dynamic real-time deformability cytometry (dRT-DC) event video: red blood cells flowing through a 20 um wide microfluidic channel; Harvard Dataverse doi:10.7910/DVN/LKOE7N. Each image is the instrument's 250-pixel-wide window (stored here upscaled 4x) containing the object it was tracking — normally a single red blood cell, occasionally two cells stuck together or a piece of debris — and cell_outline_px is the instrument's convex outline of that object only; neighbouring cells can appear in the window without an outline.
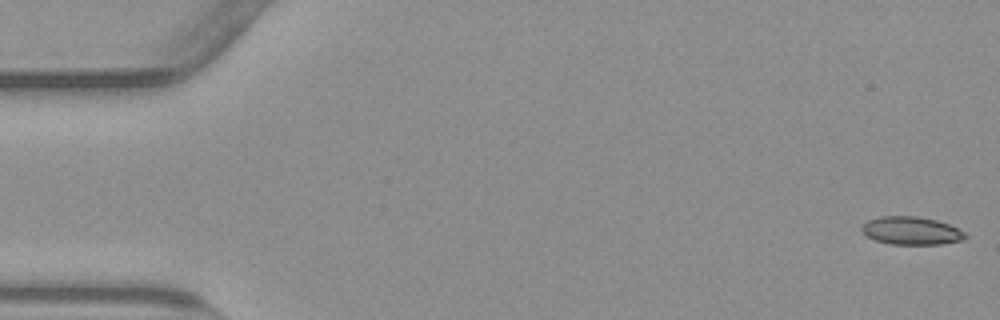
{"species": "common noctule bat (a hibernating species)", "species_latin": "Nyctalus noctula", "temperature_condition": "warm", "stored_images_in_passage": 54, "camera_frame_rate_fps": 3000, "um_per_image_px": 0.085, "animal": {"sex": "male", "body_mass_g": 23.1, "forearm_length_mm": 52.7}, "frame": {"image": 1, "passage_image": 1, "time_ms": 0.0, "image_size_px": [1000, 320], "cell_outline_px": [[968, 236], [960, 240], [940, 244], [892, 244], [876, 240], [868, 236], [860, 228], [868, 220], [880, 216], [916, 216], [936, 220], [948, 224], [964, 232]], "centroid_in_image_um": [77.45, 19.6], "position_along_channel_um": 7.5, "area_um2": 16.59}}
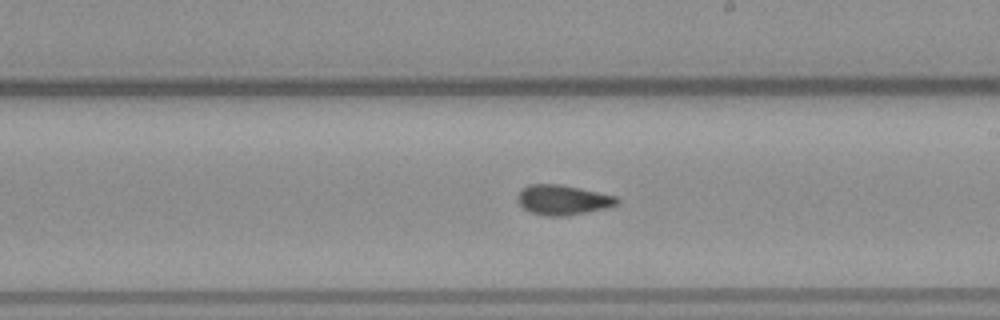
{"frame": {"image": 2, "passage_image": 31, "time_ms": 10.0, "image_size_px": [1000, 320], "cell_outline_px": [[620, 204], [604, 208], [564, 216], [544, 216], [528, 212], [516, 200], [516, 196], [520, 188], [528, 184], [560, 184], [580, 188], [616, 196], [620, 200]], "centroid_in_image_um": [47.78, 16.98], "position_along_channel_um": 241.2, "area_um2": 17.51}}
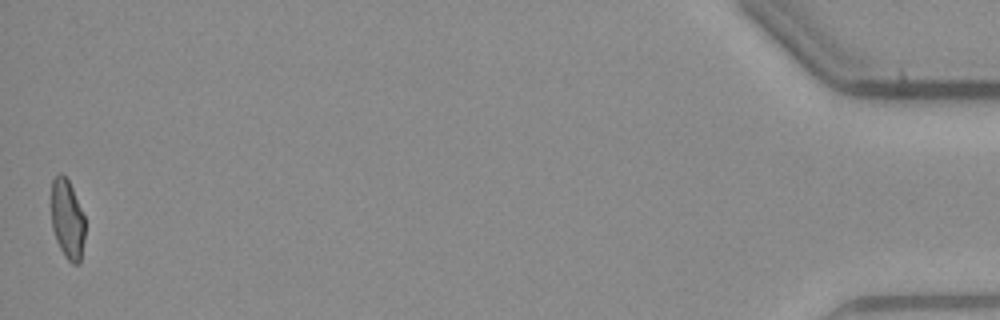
{"frame": {"image": 3, "passage_image": 54, "time_ms": 17.667, "image_size_px": [1000, 320], "cell_outline_px": [[84, 240], [80, 264], [72, 264], [64, 256], [56, 240], [52, 228], [52, 180], [60, 172], [68, 180], [72, 188], [84, 216]], "centroid_in_image_um": [5.73, 18.68], "position_along_channel_um": 429.5, "area_um2": 15.49}, "authors_computed_cell_mechanics": {"area_um2": 16.9932, "velocity_mm_per_s": 3.8178, "shape_relaxation_time_tau1_ms": null, "shape_relaxation_time_tau2_ms": 2.3962, "deformation_change_tau1": null, "deformation_change_tau2": 0.073}}